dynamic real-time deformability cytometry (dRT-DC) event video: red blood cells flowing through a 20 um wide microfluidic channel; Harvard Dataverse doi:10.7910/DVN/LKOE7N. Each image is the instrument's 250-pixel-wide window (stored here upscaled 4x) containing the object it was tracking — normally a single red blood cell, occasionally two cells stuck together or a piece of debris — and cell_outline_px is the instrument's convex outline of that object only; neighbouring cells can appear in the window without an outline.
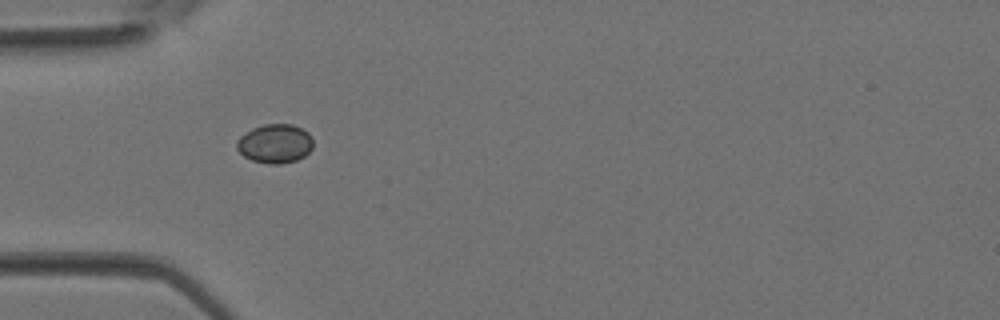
{"species": "Egyptian fruit bat (a non-hibernating species)", "species_latin": "Rousettus aegyptiacus", "temperature_condition": "room temperature", "stored_images_in_passage": 5, "camera_frame_rate_fps": 3000, "um_per_image_px": 0.085, "animal": {"sex": "female"}, "frame": {"image": 1, "passage_image": 4, "time_ms": 1.0, "image_size_px": [1000, 320], "cell_outline_px": [[312, 148], [304, 156], [296, 160], [280, 164], [268, 164], [252, 160], [244, 156], [236, 148], [236, 140], [240, 136], [252, 128], [264, 124], [292, 124], [308, 132], [312, 136]], "centroid_in_image_um": [23.36, 12.2], "position_along_channel_um": 61.6, "area_um2": 17.4}}
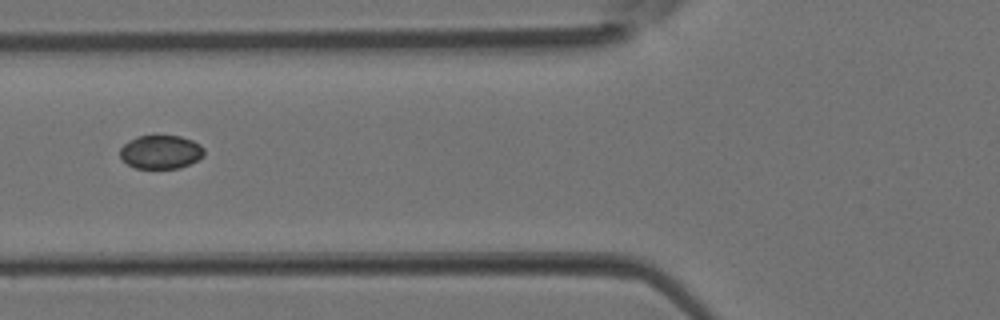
{"frame": {"image": 2, "passage_image": 5, "time_ms": 1.333, "image_size_px": [1000, 320], "cell_outline_px": [[204, 156], [180, 168], [136, 168], [128, 164], [120, 156], [120, 148], [128, 140], [136, 136], [180, 136], [192, 140], [200, 144], [204, 148]], "centroid_in_image_um": [13.66, 12.91], "position_along_channel_um": 112.1, "area_um2": 16.42}}